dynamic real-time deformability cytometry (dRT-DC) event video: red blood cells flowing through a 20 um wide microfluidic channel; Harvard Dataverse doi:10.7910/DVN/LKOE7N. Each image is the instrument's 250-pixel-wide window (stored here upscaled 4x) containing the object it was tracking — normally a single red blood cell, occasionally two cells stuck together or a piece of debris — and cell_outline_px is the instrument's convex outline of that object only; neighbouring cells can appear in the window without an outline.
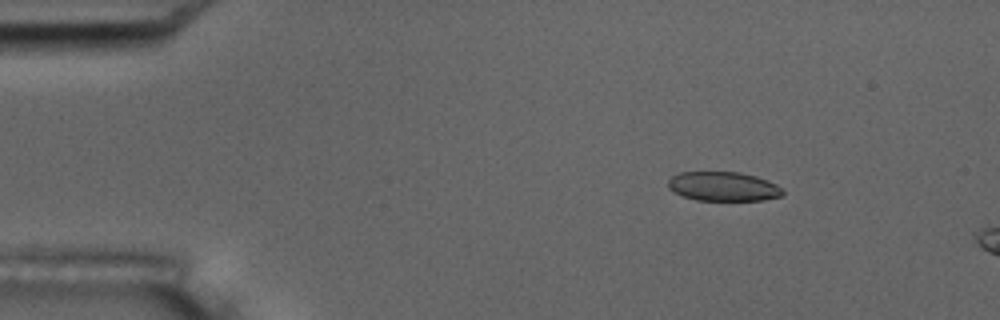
{"species": "common noctule bat (a hibernating species)", "species_latin": "Nyctalus noctula", "temperature_condition": "room temperature", "stored_images_in_passage": 6, "camera_frame_rate_fps": 3000, "um_per_image_px": 0.085, "animal": {"sex": "male", "body_mass_g": 17.5, "forearm_length_mm": 52.3}, "frame": {"image": 1, "passage_image": 3, "time_ms": 2.333, "image_size_px": [1000, 320], "cell_outline_px": [[784, 196], [764, 200], [696, 200], [672, 192], [668, 188], [668, 180], [672, 176], [680, 172], [740, 172], [756, 176], [768, 180], [784, 188]], "centroid_in_image_um": [61.51, 15.85], "position_along_channel_um": 23.5, "area_um2": 19.77}}